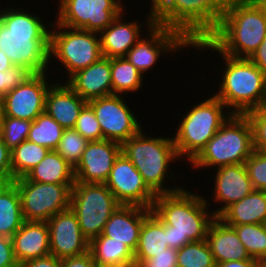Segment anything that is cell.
<instances>
[{
	"label": "cell",
	"mask_w": 266,
	"mask_h": 267,
	"mask_svg": "<svg viewBox=\"0 0 266 267\" xmlns=\"http://www.w3.org/2000/svg\"><path fill=\"white\" fill-rule=\"evenodd\" d=\"M50 150L25 140L11 150L12 181L25 177Z\"/></svg>",
	"instance_id": "cell-32"
},
{
	"label": "cell",
	"mask_w": 266,
	"mask_h": 267,
	"mask_svg": "<svg viewBox=\"0 0 266 267\" xmlns=\"http://www.w3.org/2000/svg\"><path fill=\"white\" fill-rule=\"evenodd\" d=\"M143 128L121 144V152L132 162L141 174L147 187L155 194H168L183 188L181 185L167 186L176 178L170 164L174 167L180 158L170 137L150 136ZM173 162V163H172ZM170 169V170H169ZM173 179V180H172ZM167 181V182H166ZM166 184V185H165Z\"/></svg>",
	"instance_id": "cell-5"
},
{
	"label": "cell",
	"mask_w": 266,
	"mask_h": 267,
	"mask_svg": "<svg viewBox=\"0 0 266 267\" xmlns=\"http://www.w3.org/2000/svg\"><path fill=\"white\" fill-rule=\"evenodd\" d=\"M266 37V13L253 0H228L216 30L207 38L221 53L249 58Z\"/></svg>",
	"instance_id": "cell-4"
},
{
	"label": "cell",
	"mask_w": 266,
	"mask_h": 267,
	"mask_svg": "<svg viewBox=\"0 0 266 267\" xmlns=\"http://www.w3.org/2000/svg\"><path fill=\"white\" fill-rule=\"evenodd\" d=\"M125 0H59L56 19L58 25L100 33L125 10Z\"/></svg>",
	"instance_id": "cell-12"
},
{
	"label": "cell",
	"mask_w": 266,
	"mask_h": 267,
	"mask_svg": "<svg viewBox=\"0 0 266 267\" xmlns=\"http://www.w3.org/2000/svg\"><path fill=\"white\" fill-rule=\"evenodd\" d=\"M11 240L14 256L19 265L50 254L47 222L24 221Z\"/></svg>",
	"instance_id": "cell-24"
},
{
	"label": "cell",
	"mask_w": 266,
	"mask_h": 267,
	"mask_svg": "<svg viewBox=\"0 0 266 267\" xmlns=\"http://www.w3.org/2000/svg\"><path fill=\"white\" fill-rule=\"evenodd\" d=\"M3 103H2V99L0 98V125L2 123V119H3Z\"/></svg>",
	"instance_id": "cell-54"
},
{
	"label": "cell",
	"mask_w": 266,
	"mask_h": 267,
	"mask_svg": "<svg viewBox=\"0 0 266 267\" xmlns=\"http://www.w3.org/2000/svg\"><path fill=\"white\" fill-rule=\"evenodd\" d=\"M31 124L32 121L29 120L3 115L0 135L10 150L27 140Z\"/></svg>",
	"instance_id": "cell-37"
},
{
	"label": "cell",
	"mask_w": 266,
	"mask_h": 267,
	"mask_svg": "<svg viewBox=\"0 0 266 267\" xmlns=\"http://www.w3.org/2000/svg\"><path fill=\"white\" fill-rule=\"evenodd\" d=\"M64 130L50 115L43 112L32 121L27 140L49 150H56Z\"/></svg>",
	"instance_id": "cell-33"
},
{
	"label": "cell",
	"mask_w": 266,
	"mask_h": 267,
	"mask_svg": "<svg viewBox=\"0 0 266 267\" xmlns=\"http://www.w3.org/2000/svg\"><path fill=\"white\" fill-rule=\"evenodd\" d=\"M152 212L137 205H120L106 222L103 235L113 241L126 244L133 252L136 251L142 223Z\"/></svg>",
	"instance_id": "cell-21"
},
{
	"label": "cell",
	"mask_w": 266,
	"mask_h": 267,
	"mask_svg": "<svg viewBox=\"0 0 266 267\" xmlns=\"http://www.w3.org/2000/svg\"><path fill=\"white\" fill-rule=\"evenodd\" d=\"M12 66L14 65L12 64L10 59L7 57L6 54H4L0 50V71H6L7 69H10Z\"/></svg>",
	"instance_id": "cell-50"
},
{
	"label": "cell",
	"mask_w": 266,
	"mask_h": 267,
	"mask_svg": "<svg viewBox=\"0 0 266 267\" xmlns=\"http://www.w3.org/2000/svg\"><path fill=\"white\" fill-rule=\"evenodd\" d=\"M19 267H60V259L49 254L23 262Z\"/></svg>",
	"instance_id": "cell-46"
},
{
	"label": "cell",
	"mask_w": 266,
	"mask_h": 267,
	"mask_svg": "<svg viewBox=\"0 0 266 267\" xmlns=\"http://www.w3.org/2000/svg\"><path fill=\"white\" fill-rule=\"evenodd\" d=\"M144 32V36L125 56L143 76L155 69L153 66L159 63L161 55L175 56L178 51L192 49V44L180 32L165 26L154 24Z\"/></svg>",
	"instance_id": "cell-13"
},
{
	"label": "cell",
	"mask_w": 266,
	"mask_h": 267,
	"mask_svg": "<svg viewBox=\"0 0 266 267\" xmlns=\"http://www.w3.org/2000/svg\"><path fill=\"white\" fill-rule=\"evenodd\" d=\"M246 115L252 126L254 150L266 153V105Z\"/></svg>",
	"instance_id": "cell-40"
},
{
	"label": "cell",
	"mask_w": 266,
	"mask_h": 267,
	"mask_svg": "<svg viewBox=\"0 0 266 267\" xmlns=\"http://www.w3.org/2000/svg\"><path fill=\"white\" fill-rule=\"evenodd\" d=\"M0 179L12 180L11 150L0 135Z\"/></svg>",
	"instance_id": "cell-44"
},
{
	"label": "cell",
	"mask_w": 266,
	"mask_h": 267,
	"mask_svg": "<svg viewBox=\"0 0 266 267\" xmlns=\"http://www.w3.org/2000/svg\"><path fill=\"white\" fill-rule=\"evenodd\" d=\"M60 267H96L90 251L74 257L60 260Z\"/></svg>",
	"instance_id": "cell-45"
},
{
	"label": "cell",
	"mask_w": 266,
	"mask_h": 267,
	"mask_svg": "<svg viewBox=\"0 0 266 267\" xmlns=\"http://www.w3.org/2000/svg\"><path fill=\"white\" fill-rule=\"evenodd\" d=\"M65 82L87 102L111 95V58L101 57L87 68L75 72Z\"/></svg>",
	"instance_id": "cell-22"
},
{
	"label": "cell",
	"mask_w": 266,
	"mask_h": 267,
	"mask_svg": "<svg viewBox=\"0 0 266 267\" xmlns=\"http://www.w3.org/2000/svg\"><path fill=\"white\" fill-rule=\"evenodd\" d=\"M33 73L22 66H12L6 71H0V98L9 91L23 84Z\"/></svg>",
	"instance_id": "cell-41"
},
{
	"label": "cell",
	"mask_w": 266,
	"mask_h": 267,
	"mask_svg": "<svg viewBox=\"0 0 266 267\" xmlns=\"http://www.w3.org/2000/svg\"><path fill=\"white\" fill-rule=\"evenodd\" d=\"M177 267H216L207 241H192L177 250Z\"/></svg>",
	"instance_id": "cell-35"
},
{
	"label": "cell",
	"mask_w": 266,
	"mask_h": 267,
	"mask_svg": "<svg viewBox=\"0 0 266 267\" xmlns=\"http://www.w3.org/2000/svg\"><path fill=\"white\" fill-rule=\"evenodd\" d=\"M127 8L99 33L103 57H125L128 51L144 36L145 33L142 30L150 29L155 24L154 18L149 14H146V20L144 19L142 23L137 20L132 21V19L127 22L124 20Z\"/></svg>",
	"instance_id": "cell-19"
},
{
	"label": "cell",
	"mask_w": 266,
	"mask_h": 267,
	"mask_svg": "<svg viewBox=\"0 0 266 267\" xmlns=\"http://www.w3.org/2000/svg\"><path fill=\"white\" fill-rule=\"evenodd\" d=\"M207 196L187 187L156 195L152 211L165 223L169 247L179 250L192 241L206 240L208 228L216 218ZM210 211V212H209Z\"/></svg>",
	"instance_id": "cell-3"
},
{
	"label": "cell",
	"mask_w": 266,
	"mask_h": 267,
	"mask_svg": "<svg viewBox=\"0 0 266 267\" xmlns=\"http://www.w3.org/2000/svg\"><path fill=\"white\" fill-rule=\"evenodd\" d=\"M96 267H138V265L134 261H130V262H123V263L96 265Z\"/></svg>",
	"instance_id": "cell-51"
},
{
	"label": "cell",
	"mask_w": 266,
	"mask_h": 267,
	"mask_svg": "<svg viewBox=\"0 0 266 267\" xmlns=\"http://www.w3.org/2000/svg\"><path fill=\"white\" fill-rule=\"evenodd\" d=\"M21 197L24 221L47 222L52 216L70 207L74 184H51L29 181L26 177L13 180Z\"/></svg>",
	"instance_id": "cell-11"
},
{
	"label": "cell",
	"mask_w": 266,
	"mask_h": 267,
	"mask_svg": "<svg viewBox=\"0 0 266 267\" xmlns=\"http://www.w3.org/2000/svg\"><path fill=\"white\" fill-rule=\"evenodd\" d=\"M250 258L262 261L266 257V224L233 226Z\"/></svg>",
	"instance_id": "cell-34"
},
{
	"label": "cell",
	"mask_w": 266,
	"mask_h": 267,
	"mask_svg": "<svg viewBox=\"0 0 266 267\" xmlns=\"http://www.w3.org/2000/svg\"><path fill=\"white\" fill-rule=\"evenodd\" d=\"M214 176V177H213ZM213 191L211 200L216 208H211L215 217H219L229 206L240 201L254 189L249 179L245 164L219 167L212 174ZM220 206H219V205ZM219 207V208H218Z\"/></svg>",
	"instance_id": "cell-20"
},
{
	"label": "cell",
	"mask_w": 266,
	"mask_h": 267,
	"mask_svg": "<svg viewBox=\"0 0 266 267\" xmlns=\"http://www.w3.org/2000/svg\"><path fill=\"white\" fill-rule=\"evenodd\" d=\"M121 153V143L113 140L89 141L81 160L74 168L75 182L105 183L115 159Z\"/></svg>",
	"instance_id": "cell-18"
},
{
	"label": "cell",
	"mask_w": 266,
	"mask_h": 267,
	"mask_svg": "<svg viewBox=\"0 0 266 267\" xmlns=\"http://www.w3.org/2000/svg\"><path fill=\"white\" fill-rule=\"evenodd\" d=\"M87 104L93 109L100 124L102 140H113L122 144L144 127L123 95L111 94L89 100Z\"/></svg>",
	"instance_id": "cell-14"
},
{
	"label": "cell",
	"mask_w": 266,
	"mask_h": 267,
	"mask_svg": "<svg viewBox=\"0 0 266 267\" xmlns=\"http://www.w3.org/2000/svg\"><path fill=\"white\" fill-rule=\"evenodd\" d=\"M88 142L74 128L65 129L55 151L75 168L81 160Z\"/></svg>",
	"instance_id": "cell-36"
},
{
	"label": "cell",
	"mask_w": 266,
	"mask_h": 267,
	"mask_svg": "<svg viewBox=\"0 0 266 267\" xmlns=\"http://www.w3.org/2000/svg\"><path fill=\"white\" fill-rule=\"evenodd\" d=\"M216 267H260V261L256 259L228 261L216 264Z\"/></svg>",
	"instance_id": "cell-48"
},
{
	"label": "cell",
	"mask_w": 266,
	"mask_h": 267,
	"mask_svg": "<svg viewBox=\"0 0 266 267\" xmlns=\"http://www.w3.org/2000/svg\"><path fill=\"white\" fill-rule=\"evenodd\" d=\"M200 102H195L192 108H187L180 114L182 120L176 126L173 143L179 158L191 162L206 146L208 141L221 128L222 124L232 114L224 103L214 94L202 97Z\"/></svg>",
	"instance_id": "cell-6"
},
{
	"label": "cell",
	"mask_w": 266,
	"mask_h": 267,
	"mask_svg": "<svg viewBox=\"0 0 266 267\" xmlns=\"http://www.w3.org/2000/svg\"><path fill=\"white\" fill-rule=\"evenodd\" d=\"M206 241L216 264L251 259L236 230L218 217L211 222Z\"/></svg>",
	"instance_id": "cell-25"
},
{
	"label": "cell",
	"mask_w": 266,
	"mask_h": 267,
	"mask_svg": "<svg viewBox=\"0 0 266 267\" xmlns=\"http://www.w3.org/2000/svg\"><path fill=\"white\" fill-rule=\"evenodd\" d=\"M50 254L61 259L82 255L89 251V241L84 237L76 214L69 207L48 221Z\"/></svg>",
	"instance_id": "cell-17"
},
{
	"label": "cell",
	"mask_w": 266,
	"mask_h": 267,
	"mask_svg": "<svg viewBox=\"0 0 266 267\" xmlns=\"http://www.w3.org/2000/svg\"><path fill=\"white\" fill-rule=\"evenodd\" d=\"M144 76L126 57L111 58L112 94L126 96L142 90Z\"/></svg>",
	"instance_id": "cell-29"
},
{
	"label": "cell",
	"mask_w": 266,
	"mask_h": 267,
	"mask_svg": "<svg viewBox=\"0 0 266 267\" xmlns=\"http://www.w3.org/2000/svg\"><path fill=\"white\" fill-rule=\"evenodd\" d=\"M195 52H208L209 55L220 57L219 70L222 74L216 84L214 95L221 100L232 114H247L266 105V75L249 59L231 57L221 53L208 39L192 44ZM204 53H203V52ZM211 51V53H210ZM211 54V55H210ZM221 55V56H220ZM222 58V59H221ZM222 67V68H221Z\"/></svg>",
	"instance_id": "cell-2"
},
{
	"label": "cell",
	"mask_w": 266,
	"mask_h": 267,
	"mask_svg": "<svg viewBox=\"0 0 266 267\" xmlns=\"http://www.w3.org/2000/svg\"><path fill=\"white\" fill-rule=\"evenodd\" d=\"M266 13V0H253Z\"/></svg>",
	"instance_id": "cell-53"
},
{
	"label": "cell",
	"mask_w": 266,
	"mask_h": 267,
	"mask_svg": "<svg viewBox=\"0 0 266 267\" xmlns=\"http://www.w3.org/2000/svg\"><path fill=\"white\" fill-rule=\"evenodd\" d=\"M29 181L51 184H74V168L55 150H50L43 160L26 176Z\"/></svg>",
	"instance_id": "cell-27"
},
{
	"label": "cell",
	"mask_w": 266,
	"mask_h": 267,
	"mask_svg": "<svg viewBox=\"0 0 266 267\" xmlns=\"http://www.w3.org/2000/svg\"><path fill=\"white\" fill-rule=\"evenodd\" d=\"M74 129L88 141L102 140V130L93 109L86 104L76 120Z\"/></svg>",
	"instance_id": "cell-38"
},
{
	"label": "cell",
	"mask_w": 266,
	"mask_h": 267,
	"mask_svg": "<svg viewBox=\"0 0 266 267\" xmlns=\"http://www.w3.org/2000/svg\"><path fill=\"white\" fill-rule=\"evenodd\" d=\"M120 205L103 183L75 182L72 187L70 208L89 243L103 233L106 222Z\"/></svg>",
	"instance_id": "cell-10"
},
{
	"label": "cell",
	"mask_w": 266,
	"mask_h": 267,
	"mask_svg": "<svg viewBox=\"0 0 266 267\" xmlns=\"http://www.w3.org/2000/svg\"><path fill=\"white\" fill-rule=\"evenodd\" d=\"M23 222L20 193L12 183L0 195V235L11 238Z\"/></svg>",
	"instance_id": "cell-30"
},
{
	"label": "cell",
	"mask_w": 266,
	"mask_h": 267,
	"mask_svg": "<svg viewBox=\"0 0 266 267\" xmlns=\"http://www.w3.org/2000/svg\"><path fill=\"white\" fill-rule=\"evenodd\" d=\"M245 166L253 189L266 191V153L254 150Z\"/></svg>",
	"instance_id": "cell-39"
},
{
	"label": "cell",
	"mask_w": 266,
	"mask_h": 267,
	"mask_svg": "<svg viewBox=\"0 0 266 267\" xmlns=\"http://www.w3.org/2000/svg\"><path fill=\"white\" fill-rule=\"evenodd\" d=\"M223 0H171L155 17V24L180 32L191 44L207 39L218 27Z\"/></svg>",
	"instance_id": "cell-8"
},
{
	"label": "cell",
	"mask_w": 266,
	"mask_h": 267,
	"mask_svg": "<svg viewBox=\"0 0 266 267\" xmlns=\"http://www.w3.org/2000/svg\"><path fill=\"white\" fill-rule=\"evenodd\" d=\"M138 267H177V250L168 247L147 260H134Z\"/></svg>",
	"instance_id": "cell-42"
},
{
	"label": "cell",
	"mask_w": 266,
	"mask_h": 267,
	"mask_svg": "<svg viewBox=\"0 0 266 267\" xmlns=\"http://www.w3.org/2000/svg\"><path fill=\"white\" fill-rule=\"evenodd\" d=\"M13 183L12 180L0 179V195Z\"/></svg>",
	"instance_id": "cell-52"
},
{
	"label": "cell",
	"mask_w": 266,
	"mask_h": 267,
	"mask_svg": "<svg viewBox=\"0 0 266 267\" xmlns=\"http://www.w3.org/2000/svg\"><path fill=\"white\" fill-rule=\"evenodd\" d=\"M121 205H137L152 209L156 195L147 187L141 174L121 152L115 159L104 183Z\"/></svg>",
	"instance_id": "cell-16"
},
{
	"label": "cell",
	"mask_w": 266,
	"mask_h": 267,
	"mask_svg": "<svg viewBox=\"0 0 266 267\" xmlns=\"http://www.w3.org/2000/svg\"><path fill=\"white\" fill-rule=\"evenodd\" d=\"M260 267H266V257L260 262Z\"/></svg>",
	"instance_id": "cell-55"
},
{
	"label": "cell",
	"mask_w": 266,
	"mask_h": 267,
	"mask_svg": "<svg viewBox=\"0 0 266 267\" xmlns=\"http://www.w3.org/2000/svg\"><path fill=\"white\" fill-rule=\"evenodd\" d=\"M87 101L82 99L66 82L56 79L47 91L45 112L64 129L74 128Z\"/></svg>",
	"instance_id": "cell-23"
},
{
	"label": "cell",
	"mask_w": 266,
	"mask_h": 267,
	"mask_svg": "<svg viewBox=\"0 0 266 267\" xmlns=\"http://www.w3.org/2000/svg\"><path fill=\"white\" fill-rule=\"evenodd\" d=\"M218 218L230 227L266 224V191L253 190L229 206Z\"/></svg>",
	"instance_id": "cell-26"
},
{
	"label": "cell",
	"mask_w": 266,
	"mask_h": 267,
	"mask_svg": "<svg viewBox=\"0 0 266 267\" xmlns=\"http://www.w3.org/2000/svg\"><path fill=\"white\" fill-rule=\"evenodd\" d=\"M49 41V72L57 71L61 65L66 76L61 75V80H66L75 72L87 68L97 62L102 56L100 36L97 32L82 29L68 28L52 21ZM55 60L58 63H54ZM54 64H52V63ZM60 65H57L59 64ZM59 66V67H58ZM66 69V70H65ZM67 73H66V72Z\"/></svg>",
	"instance_id": "cell-9"
},
{
	"label": "cell",
	"mask_w": 266,
	"mask_h": 267,
	"mask_svg": "<svg viewBox=\"0 0 266 267\" xmlns=\"http://www.w3.org/2000/svg\"><path fill=\"white\" fill-rule=\"evenodd\" d=\"M249 59L266 75V37Z\"/></svg>",
	"instance_id": "cell-47"
},
{
	"label": "cell",
	"mask_w": 266,
	"mask_h": 267,
	"mask_svg": "<svg viewBox=\"0 0 266 267\" xmlns=\"http://www.w3.org/2000/svg\"><path fill=\"white\" fill-rule=\"evenodd\" d=\"M168 247L165 223L152 211L142 223L134 260H147Z\"/></svg>",
	"instance_id": "cell-28"
},
{
	"label": "cell",
	"mask_w": 266,
	"mask_h": 267,
	"mask_svg": "<svg viewBox=\"0 0 266 267\" xmlns=\"http://www.w3.org/2000/svg\"><path fill=\"white\" fill-rule=\"evenodd\" d=\"M253 151V132L247 115L231 114L189 165L196 171L207 172L211 168L210 172H214L222 166L245 164Z\"/></svg>",
	"instance_id": "cell-7"
},
{
	"label": "cell",
	"mask_w": 266,
	"mask_h": 267,
	"mask_svg": "<svg viewBox=\"0 0 266 267\" xmlns=\"http://www.w3.org/2000/svg\"><path fill=\"white\" fill-rule=\"evenodd\" d=\"M50 73L48 71L33 74L23 84L18 85L3 96L4 116L34 121L41 113L45 112L47 91L56 81L52 80L54 78L48 77Z\"/></svg>",
	"instance_id": "cell-15"
},
{
	"label": "cell",
	"mask_w": 266,
	"mask_h": 267,
	"mask_svg": "<svg viewBox=\"0 0 266 267\" xmlns=\"http://www.w3.org/2000/svg\"><path fill=\"white\" fill-rule=\"evenodd\" d=\"M170 1L171 0H150L148 3L151 4L147 6L150 8L148 14L154 18Z\"/></svg>",
	"instance_id": "cell-49"
},
{
	"label": "cell",
	"mask_w": 266,
	"mask_h": 267,
	"mask_svg": "<svg viewBox=\"0 0 266 267\" xmlns=\"http://www.w3.org/2000/svg\"><path fill=\"white\" fill-rule=\"evenodd\" d=\"M89 251L96 265L134 261V252L126 244L103 234L90 242Z\"/></svg>",
	"instance_id": "cell-31"
},
{
	"label": "cell",
	"mask_w": 266,
	"mask_h": 267,
	"mask_svg": "<svg viewBox=\"0 0 266 267\" xmlns=\"http://www.w3.org/2000/svg\"><path fill=\"white\" fill-rule=\"evenodd\" d=\"M12 6L0 9V50L14 66L27 68L33 74L48 72L52 22H45L41 17L44 15L25 6Z\"/></svg>",
	"instance_id": "cell-1"
},
{
	"label": "cell",
	"mask_w": 266,
	"mask_h": 267,
	"mask_svg": "<svg viewBox=\"0 0 266 267\" xmlns=\"http://www.w3.org/2000/svg\"><path fill=\"white\" fill-rule=\"evenodd\" d=\"M0 267H19L14 256L12 240L9 237H0Z\"/></svg>",
	"instance_id": "cell-43"
}]
</instances>
